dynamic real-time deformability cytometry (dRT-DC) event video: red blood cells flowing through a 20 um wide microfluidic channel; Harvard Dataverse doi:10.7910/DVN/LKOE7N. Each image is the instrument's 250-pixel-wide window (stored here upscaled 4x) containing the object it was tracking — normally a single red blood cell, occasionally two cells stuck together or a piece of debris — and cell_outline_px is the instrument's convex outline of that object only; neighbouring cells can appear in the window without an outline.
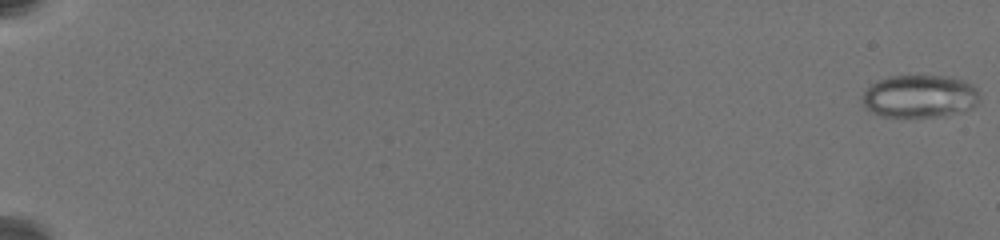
{"species": "common noctule bat (a hibernating species)", "species_latin": "Nyctalus noctula", "temperature_condition": "warm", "stored_images_in_passage": 40, "camera_frame_rate_fps": 3000, "um_per_image_px": 0.085, "animal": {"sex": "female", "body_mass_g": 19.5, "forearm_length_mm": 54.1}, "frame": {"image": 1, "passage_image": 1, "time_ms": 0.0, "image_size_px": [1000, 240], "cell_outline_px": [[980, 100], [972, 108], [960, 112], [944, 116], [880, 116], [872, 112], [864, 104], [864, 92], [872, 84], [888, 76], [948, 76], [964, 80], [972, 84], [976, 88]], "centroid_in_image_um": [78.23, 8.18], "position_along_channel_um": 6.8, "area_um2": 28.96}}
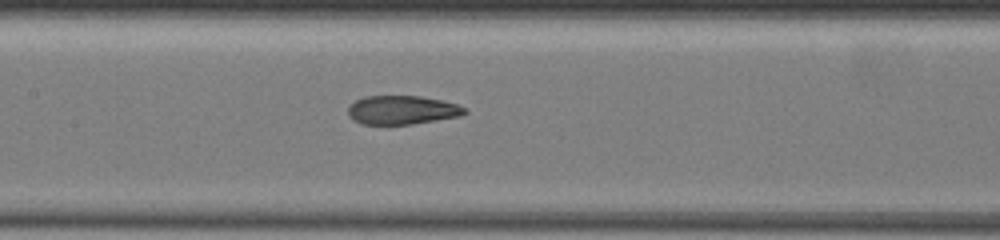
{"frame": {"image": 2, "passage_image": 30, "time_ms": 11.667, "image_size_px": [1000, 240], "cell_outline_px": [[468, 112], [460, 116], [412, 124], [360, 124], [352, 120], [348, 116], [348, 108], [356, 100], [364, 96], [420, 96], [440, 100], [456, 104], [464, 108]], "centroid_in_image_um": [34.14, 9.35], "position_along_channel_um": 173.3, "area_um2": 19.48}}
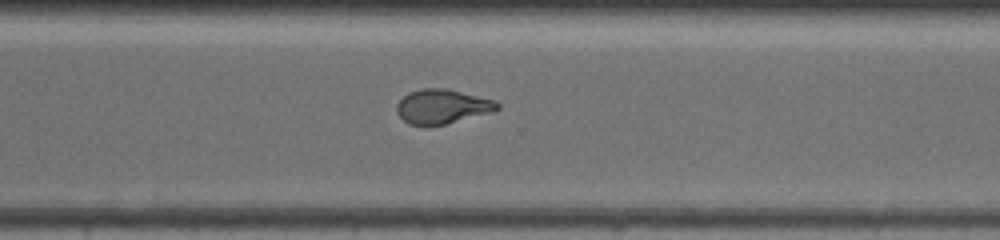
{"frame": {"image": 3, "passage_image": 40, "time_ms": 16.333, "image_size_px": [1000, 240], "cell_outline_px": [[500, 108], [488, 112], [444, 124], [428, 128], [424, 128], [408, 124], [396, 112], [396, 104], [408, 92], [424, 88], [444, 88], [496, 100], [500, 104]], "centroid_in_image_um": [37.52, 9.07], "position_along_channel_um": 333.1, "area_um2": 20.23}}